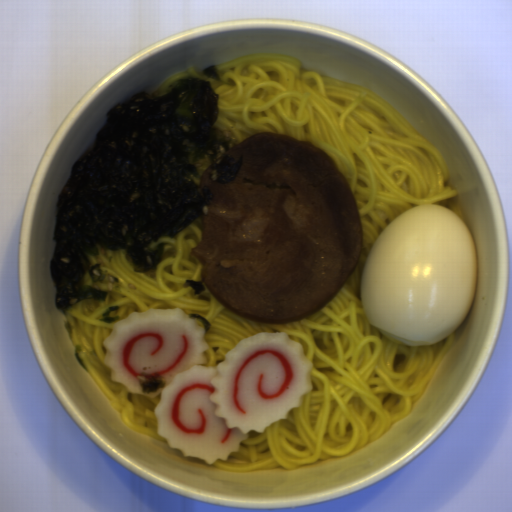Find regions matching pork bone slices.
Wrapping results in <instances>:
<instances>
[{
    "label": "pork bone slices",
    "mask_w": 512,
    "mask_h": 512,
    "mask_svg": "<svg viewBox=\"0 0 512 512\" xmlns=\"http://www.w3.org/2000/svg\"><path fill=\"white\" fill-rule=\"evenodd\" d=\"M242 156L233 179L207 168L198 190L212 195L200 242L190 253L231 313L255 322L306 318L332 301L363 250L351 184L311 142L249 135L226 152Z\"/></svg>",
    "instance_id": "obj_1"
}]
</instances>
